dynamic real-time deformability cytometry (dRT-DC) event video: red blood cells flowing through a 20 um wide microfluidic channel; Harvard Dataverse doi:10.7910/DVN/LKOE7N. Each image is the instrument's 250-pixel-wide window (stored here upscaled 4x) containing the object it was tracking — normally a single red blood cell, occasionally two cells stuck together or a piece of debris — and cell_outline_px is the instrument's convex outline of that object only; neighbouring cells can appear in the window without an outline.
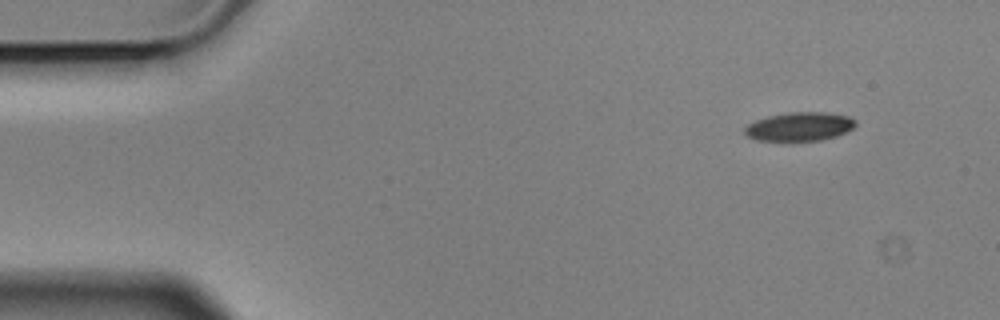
{"species": "Egyptian fruit bat (a non-hibernating species)", "species_latin": "Rousettus aegyptiacus", "temperature_condition": "cold", "stored_images_in_passage": 4, "segment_of_instrument_passage": [1, 2], "camera_frame_rate_fps": 3000, "um_per_image_px": 0.085, "animal": {"sex": "male"}, "frame": {"image": 1, "passage_image": 1, "time_ms": 0.0, "image_size_px": [1000, 320], "cell_outline_px": [[856, 124], [852, 128], [836, 136], [820, 140], [756, 140], [748, 136], [744, 132], [744, 128], [748, 124], [756, 120], [768, 116], [788, 112], [824, 112], [848, 116], [856, 120]], "centroid_in_image_um": [67.95, 10.74], "position_along_channel_um": 17.0, "area_um2": 18.32}}